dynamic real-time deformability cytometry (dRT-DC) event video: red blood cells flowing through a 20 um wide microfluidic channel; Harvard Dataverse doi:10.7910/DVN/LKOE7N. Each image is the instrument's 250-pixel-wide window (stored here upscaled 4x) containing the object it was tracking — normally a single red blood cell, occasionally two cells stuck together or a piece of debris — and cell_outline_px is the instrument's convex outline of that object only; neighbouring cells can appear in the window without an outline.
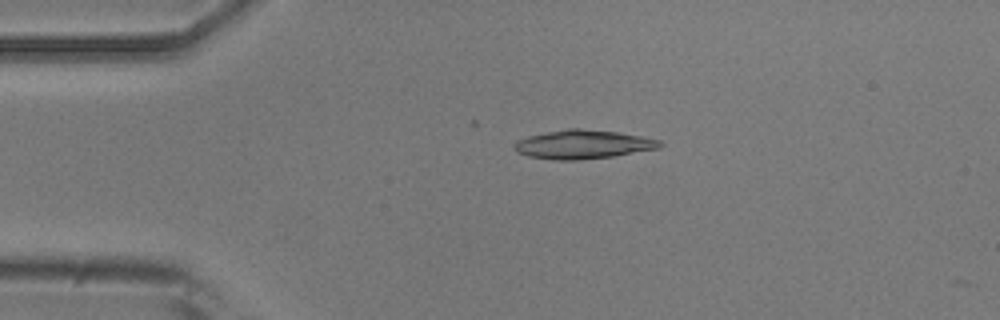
{"species": "common noctule bat (a hibernating species)", "species_latin": "Nyctalus noctula", "temperature_condition": "room temperature", "stored_images_in_passage": 3, "camera_frame_rate_fps": 3000, "um_per_image_px": 0.085, "animal": {"sex": "male", "body_mass_g": 20.5, "forearm_length_mm": 52.5}, "frame": {"image": 1, "passage_image": 2, "time_ms": 1.0, "image_size_px": [1000, 320], "cell_outline_px": [[664, 144], [660, 148], [612, 156], [580, 160], [552, 160], [528, 156], [516, 152], [512, 148], [516, 140], [528, 136], [568, 128], [580, 128], [616, 132], [640, 136], [660, 140]], "centroid_in_image_um": [49.52, 12.28], "position_along_channel_um": 35.5, "area_um2": 24.45}}